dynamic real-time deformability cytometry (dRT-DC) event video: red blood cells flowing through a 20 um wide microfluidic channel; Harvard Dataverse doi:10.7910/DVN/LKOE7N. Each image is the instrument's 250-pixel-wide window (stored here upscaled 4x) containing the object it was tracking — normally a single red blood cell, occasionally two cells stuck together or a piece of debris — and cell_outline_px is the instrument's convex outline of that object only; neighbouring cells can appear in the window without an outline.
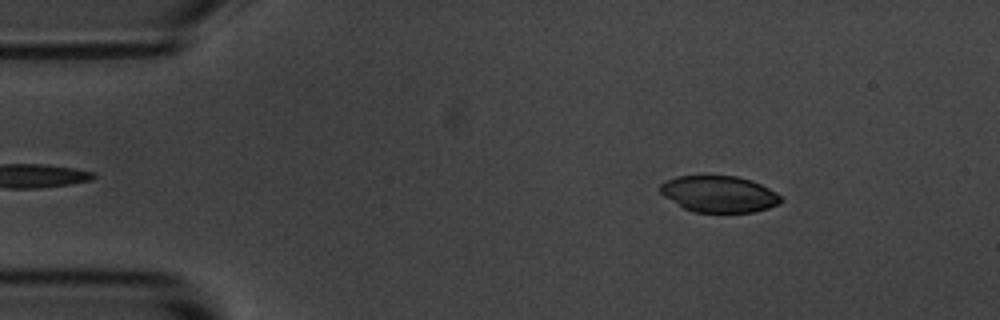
{"species": "common noctule bat (a hibernating species)", "species_latin": "Nyctalus noctula", "temperature_condition": "room temperature", "stored_images_in_passage": 2, "camera_frame_rate_fps": 3000, "um_per_image_px": 0.085, "animal": {"sex": "male", "body_mass_g": 20.1, "forearm_length_mm": 53.5}, "frame": {"image": 1, "passage_image": 1, "time_ms": 0.0, "image_size_px": [1000, 320], "cell_outline_px": [[784, 200], [780, 204], [768, 208], [752, 212], [696, 212], [684, 208], [664, 196], [660, 192], [660, 184], [676, 176], [736, 176], [752, 180], [776, 192]], "centroid_in_image_um": [61.14, 16.49], "position_along_channel_um": 23.9, "area_um2": 25.49}}